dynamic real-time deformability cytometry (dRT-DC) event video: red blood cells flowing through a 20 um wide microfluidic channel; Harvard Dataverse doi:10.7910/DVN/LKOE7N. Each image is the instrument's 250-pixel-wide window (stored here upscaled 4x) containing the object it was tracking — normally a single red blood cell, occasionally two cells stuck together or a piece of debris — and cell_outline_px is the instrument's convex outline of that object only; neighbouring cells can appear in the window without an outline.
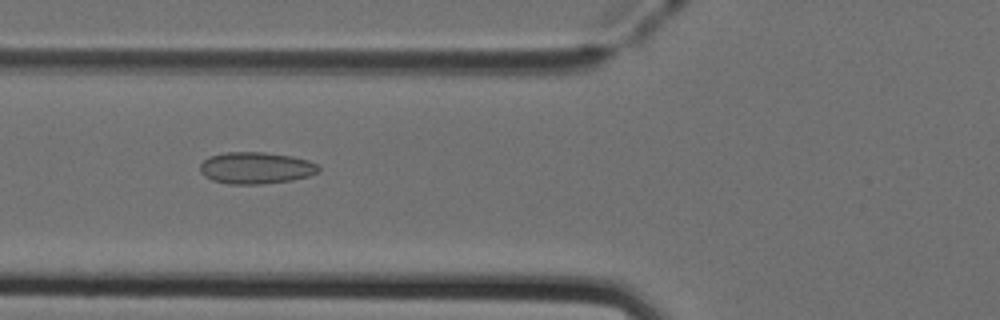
{"species": "Egyptian fruit bat (a non-hibernating species)", "species_latin": "Rousettus aegyptiacus", "temperature_condition": "cold", "stored_images_in_passage": 50, "camera_frame_rate_fps": 3000, "um_per_image_px": 0.085, "animal": {"sex": "female"}, "frame": {"image": 1, "passage_image": 19, "time_ms": 6.0, "image_size_px": [1000, 320], "cell_outline_px": [[320, 172], [308, 176], [292, 180], [260, 184], [228, 184], [212, 180], [204, 176], [200, 172], [200, 164], [208, 156], [224, 152], [264, 152], [292, 156], [308, 160], [320, 164]], "centroid_in_image_um": [21.76, 14.27], "position_along_channel_um": 104.0, "area_um2": 22.2}}
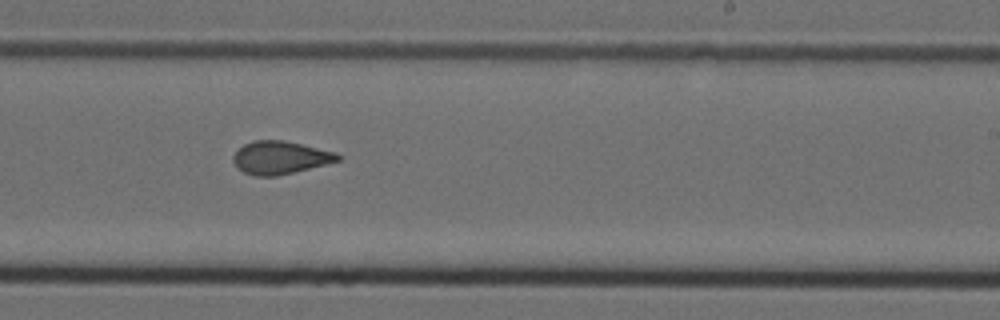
{"frame": {"image": 2, "passage_image": 31, "time_ms": 10.0, "image_size_px": [1000, 320], "cell_outline_px": [[340, 160], [276, 176], [256, 176], [244, 172], [236, 168], [232, 160], [232, 156], [244, 144], [252, 140], [284, 140], [336, 152], [340, 156]], "centroid_in_image_um": [23.76, 13.39], "position_along_channel_um": 265.2, "area_um2": 19.88}}
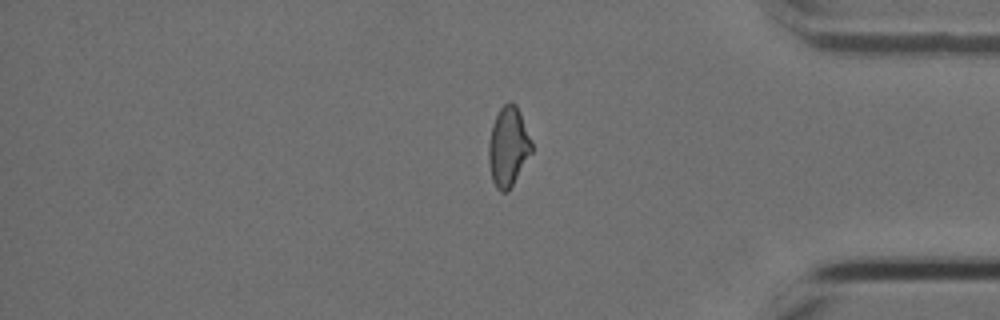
{"frame": {"image": 3, "passage_image": 42, "time_ms": 13.667, "image_size_px": [1000, 320], "cell_outline_px": [[532, 152], [508, 192], [500, 192], [496, 188], [492, 180], [488, 164], [488, 144], [492, 124], [500, 108], [508, 100], [512, 100], [516, 104], [520, 112], [532, 140]], "centroid_in_image_um": [43.19, 12.45], "position_along_channel_um": 392.0, "area_um2": 20.23}, "authors_computed_cell_mechanics": {"area_um2": 20.5479, "velocity_mm_per_s": 4.0345, "shape_relaxation_time_tau1_ms": null, "shape_relaxation_time_tau2_ms": 1.5886, "deformation_change_tau1": null, "deformation_change_tau2": 0.0818}}